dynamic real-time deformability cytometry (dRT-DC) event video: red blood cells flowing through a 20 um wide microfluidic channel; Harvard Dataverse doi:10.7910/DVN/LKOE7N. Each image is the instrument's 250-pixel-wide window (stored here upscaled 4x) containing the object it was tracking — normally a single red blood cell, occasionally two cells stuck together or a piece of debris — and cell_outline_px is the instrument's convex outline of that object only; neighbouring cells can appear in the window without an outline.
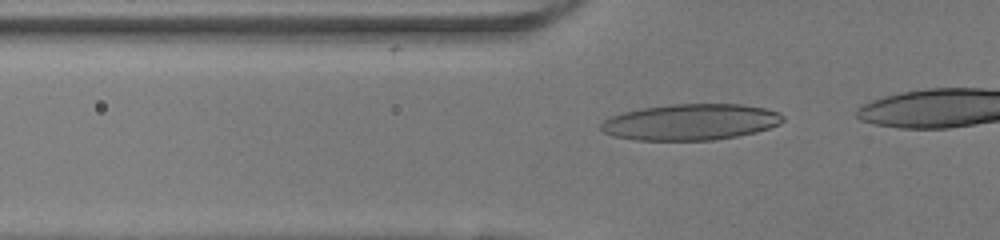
{"species": "human", "species_latin": "Homo sapiens", "temperature_condition": "room temperature", "stored_images_in_passage": 31, "camera_frame_rate_fps": 3000, "um_per_image_px": 0.085, "donor": {"sex": "female"}, "frame": {"image": 1, "passage_image": 6, "time_ms": 1.667, "image_size_px": [1000, 240], "cell_outline_px": [[784, 120], [780, 124], [756, 132], [736, 136], [712, 140], [636, 140], [612, 136], [604, 132], [600, 128], [600, 124], [604, 120], [612, 116], [624, 112], [640, 108], [672, 104], [740, 104], [764, 108], [780, 112], [784, 116]], "centroid_in_image_um": [58.71, 10.37], "position_along_channel_um": 67.1, "area_um2": 38.38}}
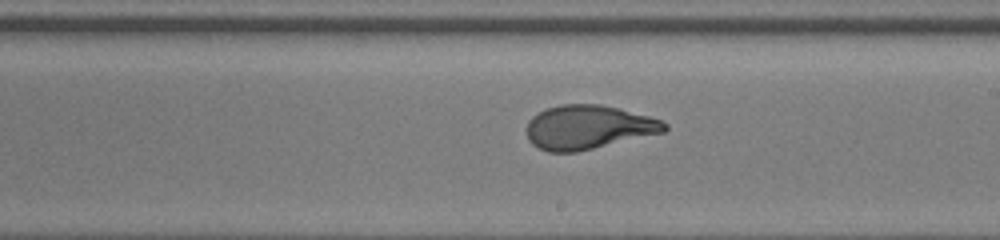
{"frame": {"image": 2, "passage_image": 19, "time_ms": 6.0, "image_size_px": [1000, 240], "cell_outline_px": [[668, 128], [664, 132], [576, 152], [548, 152], [532, 144], [528, 140], [528, 120], [532, 116], [544, 108], [560, 104], [600, 104], [648, 116], [660, 120], [668, 124]], "centroid_in_image_um": [49.97, 10.81], "position_along_channel_um": 239.0, "area_um2": 35.14}}
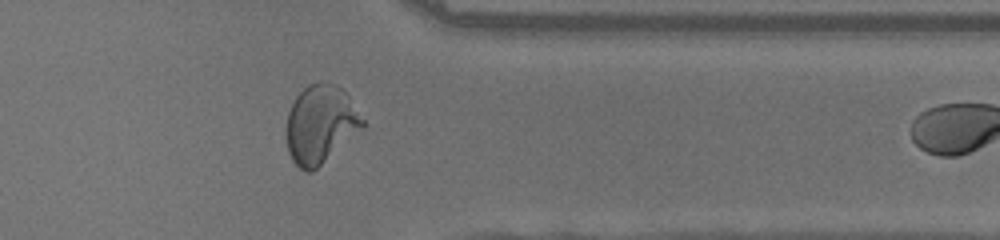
{"frame": {"image": 3, "passage_image": 30, "time_ms": 9.667, "image_size_px": [1000, 240], "cell_outline_px": [[364, 128], [312, 172], [308, 172], [300, 168], [292, 160], [288, 152], [288, 112], [296, 96], [308, 84], [320, 80], [324, 80], [340, 88], [348, 96], [364, 120]], "centroid_in_image_um": [27.26, 10.55], "position_along_channel_um": 384.1, "area_um2": 34.39}}